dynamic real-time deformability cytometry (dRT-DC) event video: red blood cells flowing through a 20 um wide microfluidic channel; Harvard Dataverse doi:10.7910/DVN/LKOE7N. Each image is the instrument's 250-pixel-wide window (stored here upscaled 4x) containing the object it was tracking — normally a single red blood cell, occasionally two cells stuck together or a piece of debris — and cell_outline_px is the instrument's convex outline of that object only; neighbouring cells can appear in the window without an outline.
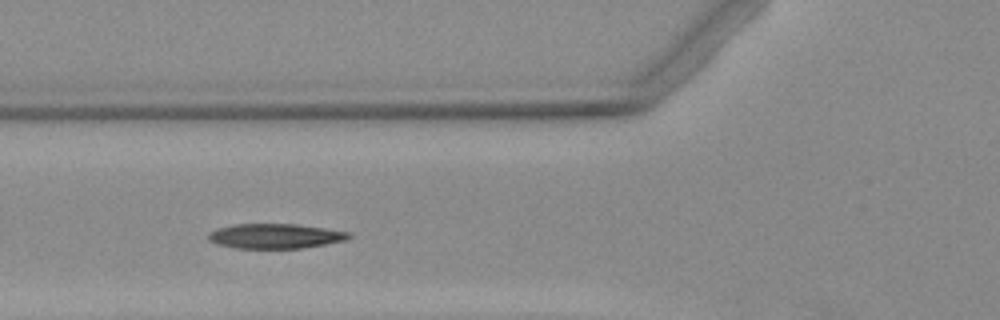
{"species": "Egyptian fruit bat (a non-hibernating species)", "species_latin": "Rousettus aegyptiacus", "temperature_condition": "warm", "stored_images_in_passage": 3, "camera_frame_rate_fps": 3000, "um_per_image_px": 0.085, "animal": {"sex": "female"}, "frame": {"image": 1, "passage_image": 2, "time_ms": 1.0, "image_size_px": [1000, 320], "cell_outline_px": [[352, 236], [344, 240], [304, 248], [236, 248], [216, 244], [208, 240], [208, 232], [216, 228], [236, 224], [296, 224], [324, 228], [348, 232]], "centroid_in_image_um": [23.33, 20.06], "position_along_channel_um": 102.5, "area_um2": 20.23}}
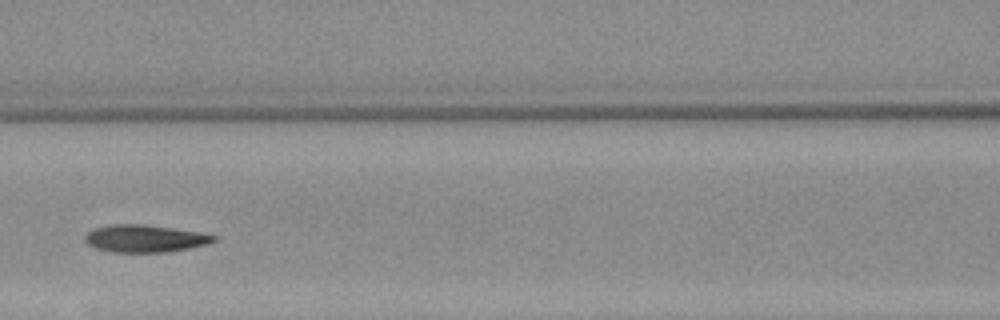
{"frame": {"image": 2, "passage_image": 3, "time_ms": 2.333, "image_size_px": [1000, 320], "cell_outline_px": [[216, 240], [208, 244], [188, 248], [164, 252], [112, 252], [96, 248], [88, 244], [84, 240], [84, 236], [92, 228], [112, 224], [144, 224], [200, 232], [216, 236]], "centroid_in_image_um": [12.28, 20.27], "position_along_channel_um": 154.3, "area_um2": 20.52}}